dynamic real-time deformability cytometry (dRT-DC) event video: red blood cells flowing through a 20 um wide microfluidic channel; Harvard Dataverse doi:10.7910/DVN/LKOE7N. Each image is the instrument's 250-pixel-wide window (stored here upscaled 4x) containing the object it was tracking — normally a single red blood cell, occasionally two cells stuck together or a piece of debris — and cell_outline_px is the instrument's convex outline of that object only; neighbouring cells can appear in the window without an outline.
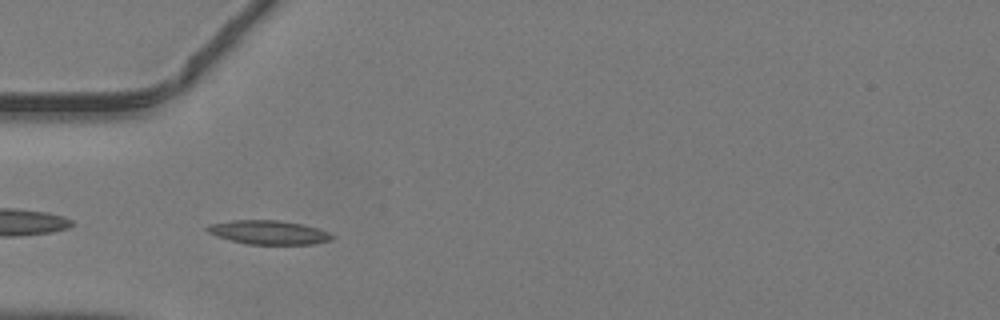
{"species": "common noctule bat (a hibernating species)", "species_latin": "Nyctalus noctula", "temperature_condition": "warm", "stored_images_in_passage": 38, "camera_frame_rate_fps": 3000, "um_per_image_px": 0.085, "animal": {"sex": "male", "body_mass_g": 19.2, "forearm_length_mm": 51.8}, "frame": {"image": 1, "passage_image": 6, "time_ms": 1.667, "image_size_px": [1000, 320], "cell_outline_px": [[336, 236], [332, 240], [312, 244], [248, 244], [216, 236], [208, 232], [204, 228], [208, 224], [232, 220], [280, 220], [300, 224], [316, 228], [328, 232]], "centroid_in_image_um": [22.82, 19.75], "position_along_channel_um": 62.2, "area_um2": 17.34}}
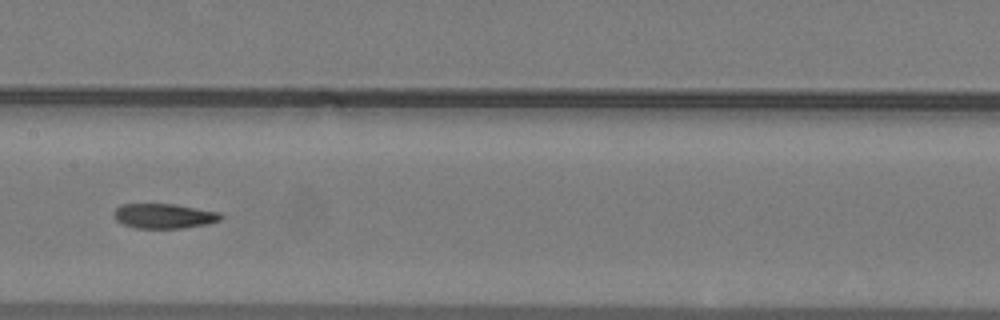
{"frame": {"image": 2, "passage_image": 15, "time_ms": 4.667, "image_size_px": [1000, 320], "cell_outline_px": [[224, 216], [220, 220], [208, 224], [184, 228], [136, 228], [124, 224], [116, 220], [112, 212], [120, 204], [176, 204], [220, 212]], "centroid_in_image_um": [13.96, 18.35], "position_along_channel_um": 193.4, "area_um2": 15.61}}
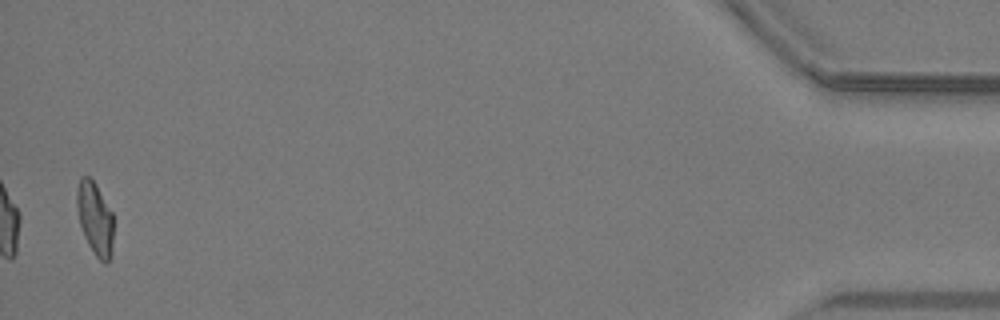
{"frame": {"image": 3, "passage_image": 37, "time_ms": 12.0, "image_size_px": [1000, 320], "cell_outline_px": [[112, 256], [108, 264], [104, 264], [96, 256], [88, 244], [84, 236], [80, 224], [76, 208], [76, 192], [80, 176], [88, 176], [96, 184], [112, 212]], "centroid_in_image_um": [8.06, 18.58], "position_along_channel_um": 427.1, "area_um2": 15.66}}